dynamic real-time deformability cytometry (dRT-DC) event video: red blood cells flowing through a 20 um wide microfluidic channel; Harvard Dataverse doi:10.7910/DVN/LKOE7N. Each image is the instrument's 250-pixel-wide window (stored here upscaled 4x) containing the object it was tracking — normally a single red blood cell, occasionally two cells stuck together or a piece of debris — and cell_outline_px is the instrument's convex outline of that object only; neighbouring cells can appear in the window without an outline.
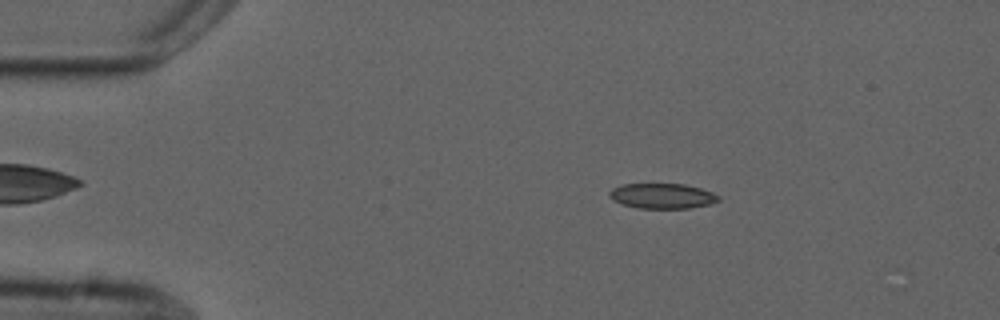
{"species": "common noctule bat (a hibernating species)", "species_latin": "Nyctalus noctula", "temperature_condition": "cold", "stored_images_in_passage": 5, "camera_frame_rate_fps": 3000, "um_per_image_px": 0.085, "animal": {"sex": "male", "forearm_length_mm": 52.5}, "frame": {"image": 1, "passage_image": 2, "time_ms": 1.0, "image_size_px": [1000, 320], "cell_outline_px": [[720, 200], [708, 204], [688, 208], [640, 208], [624, 204], [608, 196], [608, 192], [612, 188], [624, 184], [684, 184], [700, 188], [712, 192], [720, 196]], "centroid_in_image_um": [56.3, 16.65], "position_along_channel_um": 28.7, "area_um2": 15.78}}
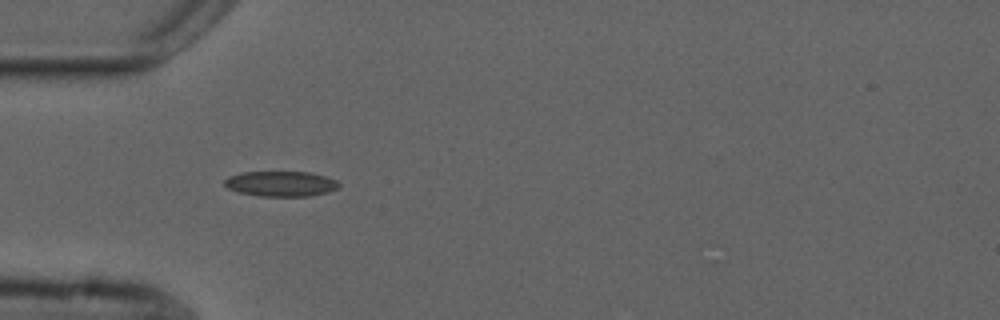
{"frame": {"image": 2, "passage_image": 4, "time_ms": 3.333, "image_size_px": [1000, 320], "cell_outline_px": [[340, 184], [336, 188], [328, 192], [308, 196], [260, 196], [240, 192], [228, 188], [224, 184], [224, 180], [228, 176], [244, 172], [308, 172], [324, 176], [336, 180]], "centroid_in_image_um": [23.86, 15.62], "position_along_channel_um": 61.1, "area_um2": 16.65}}
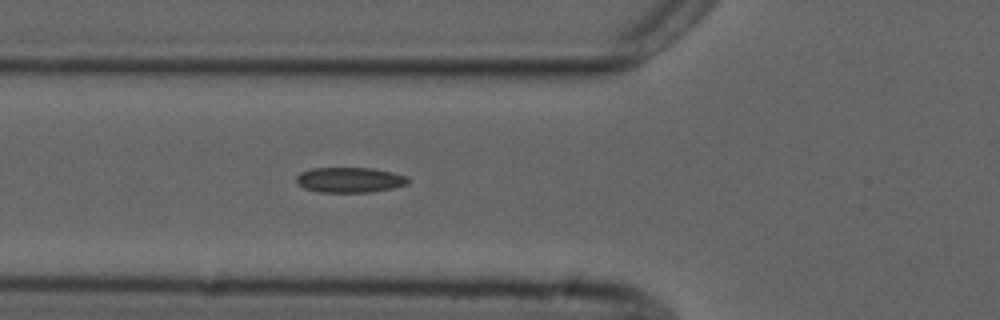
{"frame": {"image": 3, "passage_image": 5, "time_ms": 4.333, "image_size_px": [1000, 320], "cell_outline_px": [[408, 184], [392, 188], [368, 192], [320, 192], [304, 188], [296, 180], [296, 176], [300, 172], [312, 168], [372, 168], [392, 172], [408, 176]], "centroid_in_image_um": [29.73, 15.28], "position_along_channel_um": 96.1, "area_um2": 16.36}}